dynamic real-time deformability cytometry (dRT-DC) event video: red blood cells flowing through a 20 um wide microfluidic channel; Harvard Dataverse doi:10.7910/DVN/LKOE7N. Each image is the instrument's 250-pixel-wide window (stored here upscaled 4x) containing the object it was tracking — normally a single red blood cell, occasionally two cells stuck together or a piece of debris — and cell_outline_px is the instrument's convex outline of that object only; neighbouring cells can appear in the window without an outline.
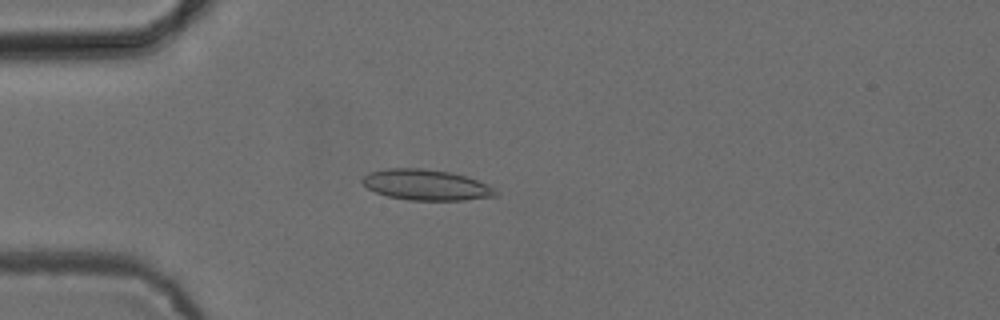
{"species": "common noctule bat (a hibernating species)", "species_latin": "Nyctalus noctula", "temperature_condition": "cold", "stored_images_in_passage": 52, "camera_frame_rate_fps": 3000, "um_per_image_px": 0.085, "animal": {"sex": "female", "body_mass_g": 24.6, "forearm_length_mm": 56.2}, "frame": {"image": 1, "passage_image": 14, "time_ms": 4.333, "image_size_px": [1000, 320], "cell_outline_px": [[500, 192], [496, 196], [464, 200], [408, 200], [388, 196], [376, 192], [368, 188], [360, 180], [364, 176], [372, 172], [388, 168], [424, 168], [448, 172], [464, 176], [488, 184]], "centroid_in_image_um": [36.24, 15.72], "position_along_channel_um": 48.8, "area_um2": 23.7}}
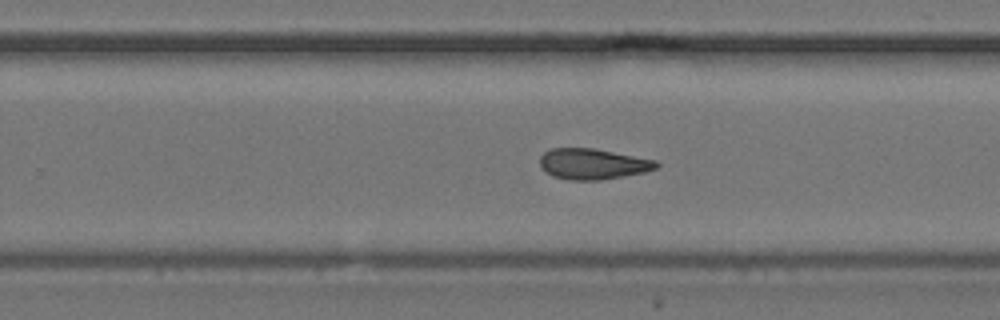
{"frame": {"image": 2, "passage_image": 33, "time_ms": 10.667, "image_size_px": [1000, 320], "cell_outline_px": [[660, 164], [656, 168], [644, 172], [600, 180], [568, 180], [552, 176], [540, 164], [540, 156], [544, 152], [552, 148], [592, 148], [656, 160]], "centroid_in_image_um": [50.38, 13.93], "position_along_channel_um": 279.4, "area_um2": 20.63}}
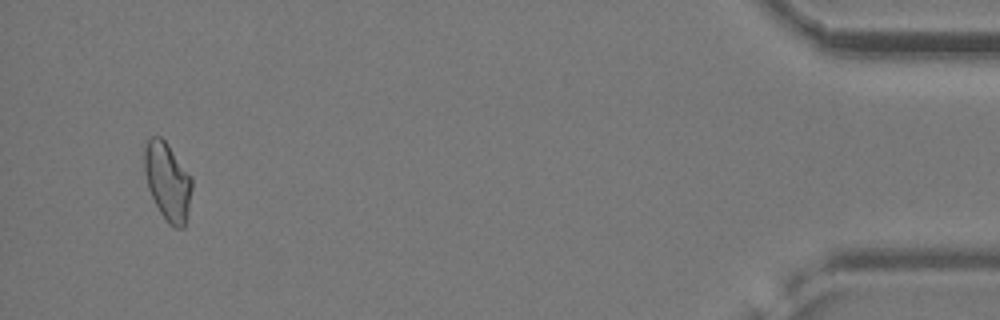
{"frame": {"image": 3, "passage_image": 50, "time_ms": 16.333, "image_size_px": [1000, 320], "cell_outline_px": [[192, 188], [188, 212], [184, 228], [176, 228], [168, 224], [160, 212], [148, 188], [144, 172], [144, 148], [148, 140], [152, 136], [160, 136], [168, 144], [192, 180]], "centroid_in_image_um": [14.23, 15.44], "position_along_channel_um": 421.0, "area_um2": 21.33}, "authors_computed_cell_mechanics": {"area_um2": 21.6172, "velocity_mm_per_s": 3.8794, "shape_relaxation_time_tau1_ms": 9.7351, "shape_relaxation_time_tau2_ms": 4.5276, "deformation_change_tau1": 0.1755, "deformation_change_tau2": 0.1013}}